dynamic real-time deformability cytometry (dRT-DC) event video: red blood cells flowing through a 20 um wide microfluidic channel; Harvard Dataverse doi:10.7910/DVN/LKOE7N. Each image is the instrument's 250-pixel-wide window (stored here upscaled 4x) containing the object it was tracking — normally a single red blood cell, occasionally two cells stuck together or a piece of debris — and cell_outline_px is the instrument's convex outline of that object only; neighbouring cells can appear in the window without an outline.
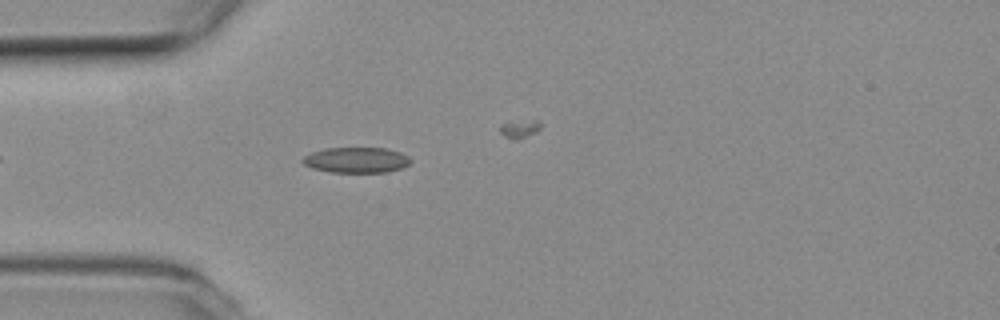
{"species": "common noctule bat (a hibernating species)", "species_latin": "Nyctalus noctula", "temperature_condition": "room temperature", "stored_images_in_passage": 29, "camera_frame_rate_fps": 3000, "um_per_image_px": 0.085, "animal": {"sex": "female", "body_mass_g": 19.3, "forearm_length_mm": 54.1}, "frame": {"image": 1, "passage_image": 5, "time_ms": 1.333, "image_size_px": [1000, 320], "cell_outline_px": [[412, 160], [408, 164], [400, 168], [388, 172], [332, 172], [312, 168], [304, 164], [300, 160], [304, 156], [312, 152], [324, 148], [388, 148], [400, 152], [408, 156]], "centroid_in_image_um": [30.28, 13.59], "position_along_channel_um": 54.7, "area_um2": 16.07}}